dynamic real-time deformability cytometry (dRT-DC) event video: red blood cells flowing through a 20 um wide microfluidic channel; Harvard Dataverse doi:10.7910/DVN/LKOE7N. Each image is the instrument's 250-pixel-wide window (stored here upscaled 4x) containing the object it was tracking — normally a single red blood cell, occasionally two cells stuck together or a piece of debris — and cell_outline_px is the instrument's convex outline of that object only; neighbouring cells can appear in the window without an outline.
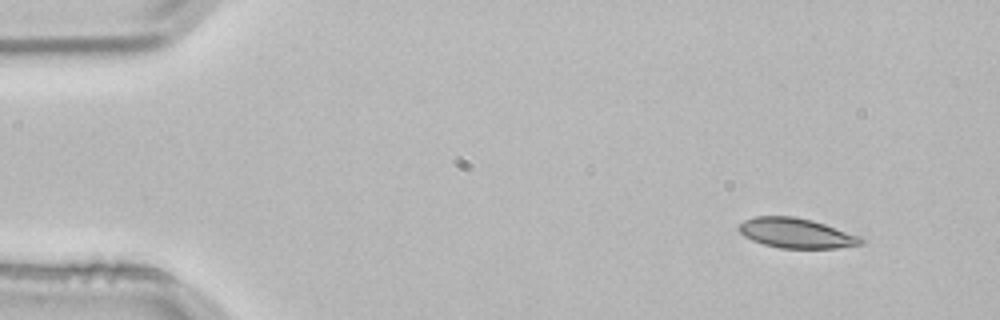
{"species": "common noctule bat (a hibernating species)", "species_latin": "Nyctalus noctula", "temperature_condition": "room temperature", "stored_images_in_passage": 3, "camera_frame_rate_fps": 3000, "um_per_image_px": 0.085, "animal": {"sex": "male", "body_mass_g": 21.5, "forearm_length_mm": 52.0}, "frame": {"image": 1, "passage_image": 1, "time_ms": 0.0, "image_size_px": [1000, 320], "cell_outline_px": [[864, 244], [836, 248], [780, 248], [764, 244], [752, 240], [744, 236], [736, 228], [744, 220], [756, 216], [792, 216], [812, 220], [860, 236], [864, 240]], "centroid_in_image_um": [67.67, 19.81], "position_along_channel_um": 17.3, "area_um2": 21.21}}